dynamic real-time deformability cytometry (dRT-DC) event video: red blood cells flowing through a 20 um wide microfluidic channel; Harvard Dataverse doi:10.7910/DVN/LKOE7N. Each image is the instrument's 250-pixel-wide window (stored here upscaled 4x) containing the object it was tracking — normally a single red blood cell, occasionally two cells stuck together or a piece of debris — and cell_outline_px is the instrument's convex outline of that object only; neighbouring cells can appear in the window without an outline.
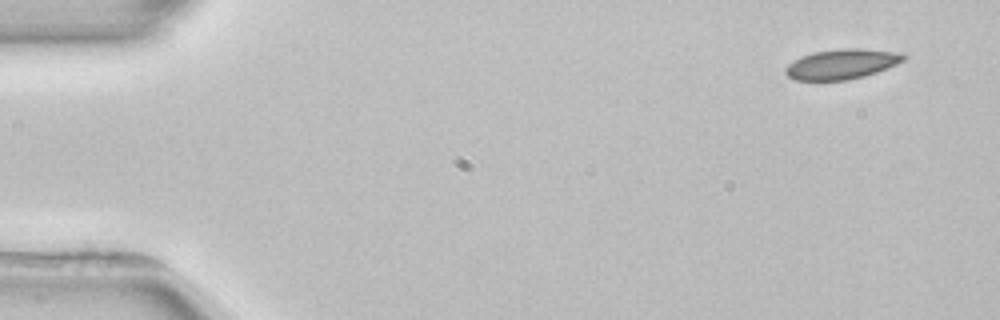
{"species": "common noctule bat (a hibernating species)", "species_latin": "Nyctalus noctula", "temperature_condition": "room temperature", "stored_images_in_passage": 3, "camera_frame_rate_fps": 3000, "um_per_image_px": 0.085, "animal": {"sex": "female", "body_mass_g": 22.7, "forearm_length_mm": 54.2}, "frame": {"image": 1, "passage_image": 1, "time_ms": 0.0, "image_size_px": [1000, 320], "cell_outline_px": [[908, 56], [904, 60], [896, 64], [876, 72], [864, 76], [848, 80], [792, 80], [784, 72], [784, 68], [788, 64], [800, 56], [812, 52], [840, 48], [860, 48], [904, 52]], "centroid_in_image_um": [71.55, 5.43], "position_along_channel_um": 13.4, "area_um2": 20.98}}